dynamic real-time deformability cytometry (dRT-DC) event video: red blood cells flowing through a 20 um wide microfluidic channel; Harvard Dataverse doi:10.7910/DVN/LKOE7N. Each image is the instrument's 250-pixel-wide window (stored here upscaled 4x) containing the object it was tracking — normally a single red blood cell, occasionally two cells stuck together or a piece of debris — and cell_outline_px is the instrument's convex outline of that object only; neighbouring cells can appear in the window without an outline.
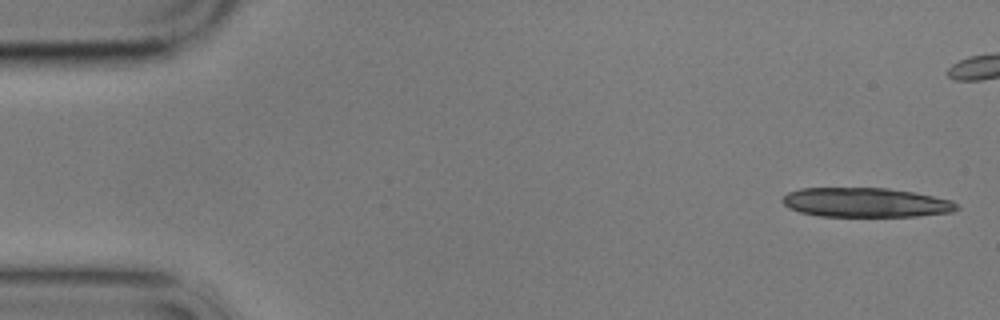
{"species": "common noctule bat (a hibernating species)", "species_latin": "Nyctalus noctula", "temperature_condition": "cold", "stored_images_in_passage": 6, "segment_of_instrument_passage": [1, 2], "camera_frame_rate_fps": 3000, "um_per_image_px": 0.085, "animal": {"sex": "male", "body_mass_g": 17.9}, "frame": {"image": 1, "passage_image": 1, "time_ms": 0.0, "image_size_px": [1000, 320], "cell_outline_px": [[960, 208], [952, 212], [916, 216], [820, 216], [800, 212], [788, 208], [780, 200], [788, 192], [800, 188], [888, 188], [912, 192], [952, 200]], "centroid_in_image_um": [73.56, 17.21], "position_along_channel_um": 11.4, "area_um2": 29.82}}